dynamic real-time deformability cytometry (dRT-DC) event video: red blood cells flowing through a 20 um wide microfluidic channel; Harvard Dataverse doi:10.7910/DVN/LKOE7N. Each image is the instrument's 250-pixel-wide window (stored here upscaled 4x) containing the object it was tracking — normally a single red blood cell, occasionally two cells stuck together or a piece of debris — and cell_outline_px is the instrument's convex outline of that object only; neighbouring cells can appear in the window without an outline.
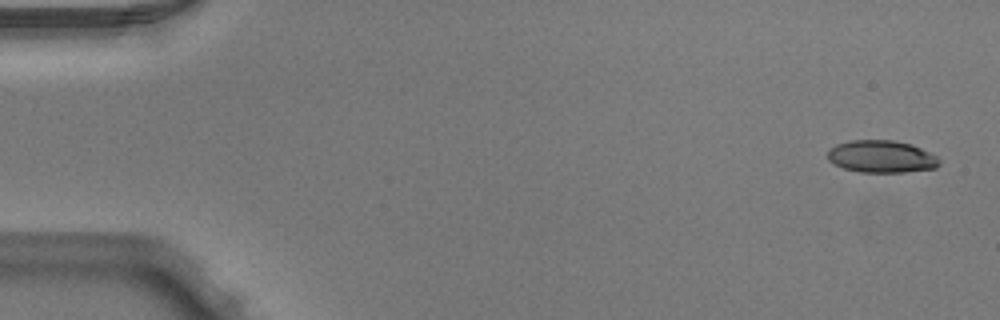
{"species": "Egyptian fruit bat (a non-hibernating species)", "species_latin": "Rousettus aegyptiacus", "temperature_condition": "warm", "stored_images_in_passage": 7, "camera_frame_rate_fps": 3000, "um_per_image_px": 0.085, "animal": {"sex": "male"}, "frame": {"image": 1, "passage_image": 1, "time_ms": 0.0, "image_size_px": [1000, 320], "cell_outline_px": [[940, 164], [936, 168], [904, 172], [860, 172], [844, 168], [828, 160], [828, 148], [836, 144], [852, 140], [896, 140], [912, 144], [936, 156], [940, 160]], "centroid_in_image_um": [74.92, 13.3], "position_along_channel_um": 10.1, "area_um2": 21.04}}
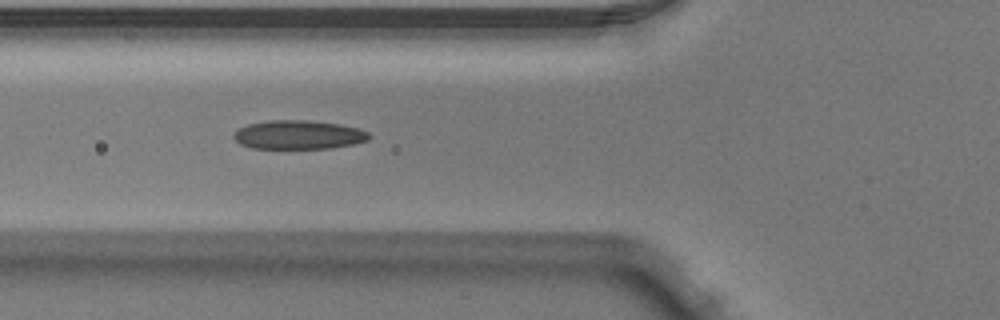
{"frame": {"image": 2, "passage_image": 5, "time_ms": 1.333, "image_size_px": [1000, 320], "cell_outline_px": [[372, 136], [368, 140], [352, 144], [332, 148], [252, 148], [240, 144], [232, 136], [232, 132], [248, 124], [268, 120], [308, 120], [340, 124], [360, 128], [368, 132]], "centroid_in_image_um": [25.38, 11.45], "position_along_channel_um": 100.4, "area_um2": 22.89}}
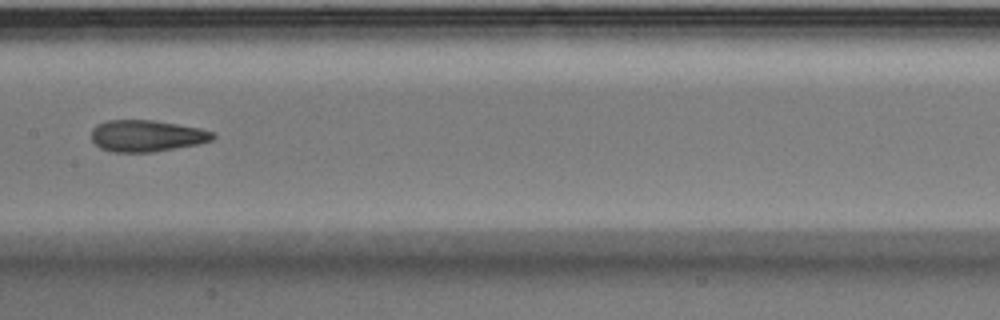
{"frame": {"image": 3, "passage_image": 7, "time_ms": 2.0, "image_size_px": [1000, 320], "cell_outline_px": [[216, 136], [212, 140], [196, 144], [152, 152], [112, 152], [100, 148], [92, 140], [92, 128], [96, 124], [108, 120], [152, 120], [200, 128], [212, 132]], "centroid_in_image_um": [12.43, 11.54], "position_along_channel_um": 195.0, "area_um2": 22.2}}